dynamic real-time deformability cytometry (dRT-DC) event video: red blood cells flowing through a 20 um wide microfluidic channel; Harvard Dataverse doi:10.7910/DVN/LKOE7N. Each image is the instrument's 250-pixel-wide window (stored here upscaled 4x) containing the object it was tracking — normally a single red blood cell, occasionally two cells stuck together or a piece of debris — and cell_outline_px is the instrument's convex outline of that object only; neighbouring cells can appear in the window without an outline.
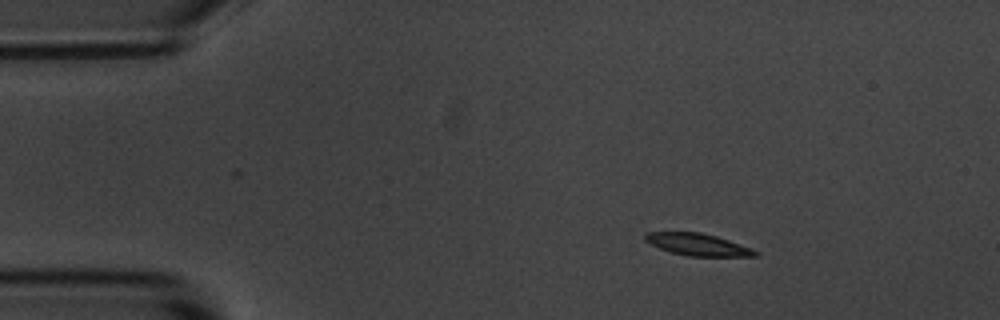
{"species": "common noctule bat (a hibernating species)", "species_latin": "Nyctalus noctula", "temperature_condition": "room temperature", "stored_images_in_passage": 4, "camera_frame_rate_fps": 3000, "um_per_image_px": 0.085, "animal": {"sex": "male", "body_mass_g": 20.1, "forearm_length_mm": 53.5}, "frame": {"image": 1, "passage_image": 2, "time_ms": 1.333, "image_size_px": [1000, 320], "cell_outline_px": [[760, 252], [756, 256], [688, 256], [672, 252], [660, 248], [644, 240], [644, 236], [648, 232], [700, 232], [716, 236], [752, 248]], "centroid_in_image_um": [59.33, 20.78], "position_along_channel_um": 25.7, "area_um2": 13.99}}